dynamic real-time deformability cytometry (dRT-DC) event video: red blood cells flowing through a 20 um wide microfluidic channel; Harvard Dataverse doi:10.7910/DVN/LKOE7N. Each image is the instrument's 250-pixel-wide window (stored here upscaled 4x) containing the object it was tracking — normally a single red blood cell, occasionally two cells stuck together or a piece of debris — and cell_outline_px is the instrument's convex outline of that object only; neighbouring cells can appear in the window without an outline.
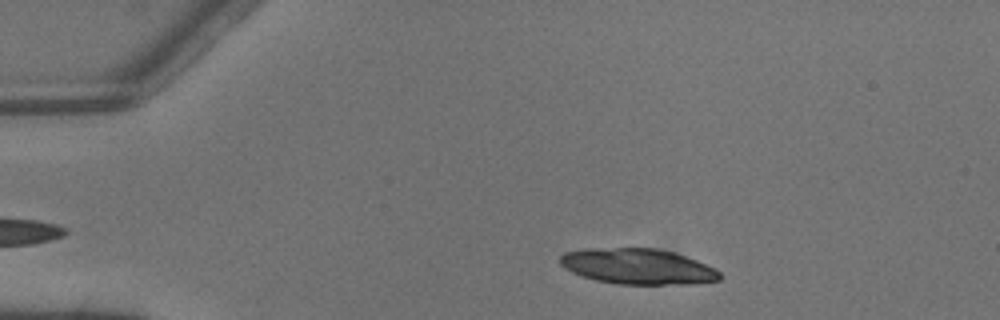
{"species": "common noctule bat (a hibernating species)", "species_latin": "Nyctalus noctula", "temperature_condition": "warm", "stored_images_in_passage": 3, "camera_frame_rate_fps": 3000, "um_per_image_px": 0.085, "animal": {"sex": "male", "body_mass_g": 13.3}, "frame": {"image": 1, "passage_image": 1, "time_ms": 0.0, "image_size_px": [1000, 320], "cell_outline_px": [[720, 280], [688, 284], [616, 284], [596, 280], [572, 272], [564, 268], [560, 264], [560, 256], [564, 252], [584, 248], [656, 248], [672, 252], [696, 260], [720, 272]], "centroid_in_image_um": [54.16, 22.64], "position_along_channel_um": 30.8, "area_um2": 32.95}}